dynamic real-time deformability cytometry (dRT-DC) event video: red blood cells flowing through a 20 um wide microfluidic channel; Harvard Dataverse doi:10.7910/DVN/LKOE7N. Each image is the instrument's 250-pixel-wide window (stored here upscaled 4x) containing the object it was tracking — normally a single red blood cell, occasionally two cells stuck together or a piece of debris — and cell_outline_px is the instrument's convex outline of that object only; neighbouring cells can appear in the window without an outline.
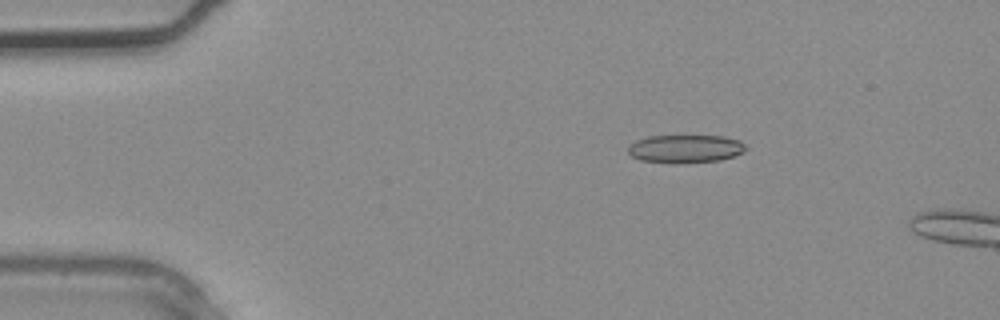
{"species": "common noctule bat (a hibernating species)", "species_latin": "Nyctalus noctula", "temperature_condition": "warm", "stored_images_in_passage": 2, "camera_frame_rate_fps": 3000, "um_per_image_px": 0.085, "animal": {"sex": "male", "body_mass_g": 20.4}, "frame": {"image": 1, "passage_image": 1, "time_ms": 0.0, "image_size_px": [1000, 320], "cell_outline_px": [[748, 148], [744, 152], [720, 160], [680, 164], [672, 164], [640, 160], [632, 156], [628, 152], [628, 144], [636, 140], [648, 136], [724, 136], [740, 140]], "centroid_in_image_um": [58.24, 12.65], "position_along_channel_um": 26.8, "area_um2": 19.59}}